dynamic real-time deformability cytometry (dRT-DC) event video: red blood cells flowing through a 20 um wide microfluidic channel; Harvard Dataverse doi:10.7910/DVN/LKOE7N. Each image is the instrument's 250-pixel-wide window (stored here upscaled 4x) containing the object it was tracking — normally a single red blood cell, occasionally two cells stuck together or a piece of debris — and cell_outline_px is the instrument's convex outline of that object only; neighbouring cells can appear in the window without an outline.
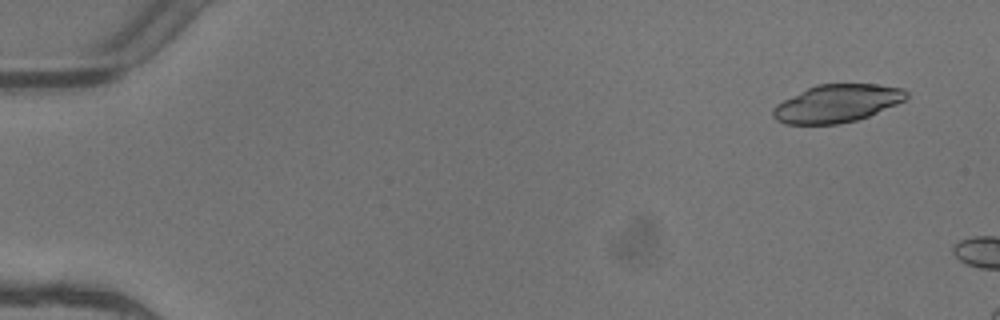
{"species": "common noctule bat (a hibernating species)", "species_latin": "Nyctalus noctula", "temperature_condition": "warm", "stored_images_in_passage": 2, "camera_frame_rate_fps": 3000, "um_per_image_px": 0.085, "animal": {"sex": "female"}, "frame": {"image": 1, "passage_image": 1, "time_ms": 0.0, "image_size_px": [1000, 320], "cell_outline_px": [[908, 96], [904, 100], [896, 104], [868, 116], [856, 120], [840, 124], [784, 124], [776, 120], [772, 116], [772, 108], [776, 104], [816, 84], [876, 84], [904, 88], [908, 92]], "centroid_in_image_um": [71.13, 8.79], "position_along_channel_um": 13.9, "area_um2": 29.3}}